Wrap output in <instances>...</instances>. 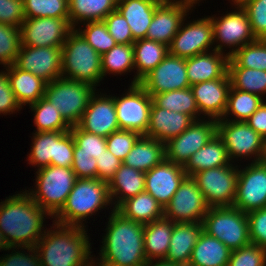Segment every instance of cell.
<instances>
[{
  "label": "cell",
  "instance_id": "obj_58",
  "mask_svg": "<svg viewBox=\"0 0 266 266\" xmlns=\"http://www.w3.org/2000/svg\"><path fill=\"white\" fill-rule=\"evenodd\" d=\"M24 249H27L29 254L25 255L24 252L21 253L20 251L7 254L6 257L0 258V266H42L35 247H24ZM30 252L34 254L30 255Z\"/></svg>",
  "mask_w": 266,
  "mask_h": 266
},
{
  "label": "cell",
  "instance_id": "obj_15",
  "mask_svg": "<svg viewBox=\"0 0 266 266\" xmlns=\"http://www.w3.org/2000/svg\"><path fill=\"white\" fill-rule=\"evenodd\" d=\"M72 30L69 19L26 18L20 27L21 45L62 47Z\"/></svg>",
  "mask_w": 266,
  "mask_h": 266
},
{
  "label": "cell",
  "instance_id": "obj_39",
  "mask_svg": "<svg viewBox=\"0 0 266 266\" xmlns=\"http://www.w3.org/2000/svg\"><path fill=\"white\" fill-rule=\"evenodd\" d=\"M263 103V98L238 89L230 88L226 110L221 119L231 113L236 119L230 121H246ZM230 112V113H229Z\"/></svg>",
  "mask_w": 266,
  "mask_h": 266
},
{
  "label": "cell",
  "instance_id": "obj_28",
  "mask_svg": "<svg viewBox=\"0 0 266 266\" xmlns=\"http://www.w3.org/2000/svg\"><path fill=\"white\" fill-rule=\"evenodd\" d=\"M7 77L21 107L33 104L44 97L47 82L31 72L23 71L14 64L7 67Z\"/></svg>",
  "mask_w": 266,
  "mask_h": 266
},
{
  "label": "cell",
  "instance_id": "obj_65",
  "mask_svg": "<svg viewBox=\"0 0 266 266\" xmlns=\"http://www.w3.org/2000/svg\"><path fill=\"white\" fill-rule=\"evenodd\" d=\"M183 1H187V2H190L192 4H196L197 3L196 1H199V0H183Z\"/></svg>",
  "mask_w": 266,
  "mask_h": 266
},
{
  "label": "cell",
  "instance_id": "obj_8",
  "mask_svg": "<svg viewBox=\"0 0 266 266\" xmlns=\"http://www.w3.org/2000/svg\"><path fill=\"white\" fill-rule=\"evenodd\" d=\"M95 88L88 83L57 78L47 83L44 97L52 103L72 127L79 124Z\"/></svg>",
  "mask_w": 266,
  "mask_h": 266
},
{
  "label": "cell",
  "instance_id": "obj_48",
  "mask_svg": "<svg viewBox=\"0 0 266 266\" xmlns=\"http://www.w3.org/2000/svg\"><path fill=\"white\" fill-rule=\"evenodd\" d=\"M142 135L132 130H118L106 137V148L122 162Z\"/></svg>",
  "mask_w": 266,
  "mask_h": 266
},
{
  "label": "cell",
  "instance_id": "obj_61",
  "mask_svg": "<svg viewBox=\"0 0 266 266\" xmlns=\"http://www.w3.org/2000/svg\"><path fill=\"white\" fill-rule=\"evenodd\" d=\"M10 250L11 247L8 246V244L5 241V238L3 236V234L0 232V250Z\"/></svg>",
  "mask_w": 266,
  "mask_h": 266
},
{
  "label": "cell",
  "instance_id": "obj_17",
  "mask_svg": "<svg viewBox=\"0 0 266 266\" xmlns=\"http://www.w3.org/2000/svg\"><path fill=\"white\" fill-rule=\"evenodd\" d=\"M183 22L169 45V54L187 59L208 52L214 43L210 16L188 23L185 27H182Z\"/></svg>",
  "mask_w": 266,
  "mask_h": 266
},
{
  "label": "cell",
  "instance_id": "obj_35",
  "mask_svg": "<svg viewBox=\"0 0 266 266\" xmlns=\"http://www.w3.org/2000/svg\"><path fill=\"white\" fill-rule=\"evenodd\" d=\"M116 210L125 218L143 224L159 220L164 215V208L146 191L127 199Z\"/></svg>",
  "mask_w": 266,
  "mask_h": 266
},
{
  "label": "cell",
  "instance_id": "obj_26",
  "mask_svg": "<svg viewBox=\"0 0 266 266\" xmlns=\"http://www.w3.org/2000/svg\"><path fill=\"white\" fill-rule=\"evenodd\" d=\"M203 232V222L174 223L165 260L188 266L192 250Z\"/></svg>",
  "mask_w": 266,
  "mask_h": 266
},
{
  "label": "cell",
  "instance_id": "obj_38",
  "mask_svg": "<svg viewBox=\"0 0 266 266\" xmlns=\"http://www.w3.org/2000/svg\"><path fill=\"white\" fill-rule=\"evenodd\" d=\"M34 114L36 132L70 131L71 126L64 120L58 109L45 97L29 105Z\"/></svg>",
  "mask_w": 266,
  "mask_h": 266
},
{
  "label": "cell",
  "instance_id": "obj_18",
  "mask_svg": "<svg viewBox=\"0 0 266 266\" xmlns=\"http://www.w3.org/2000/svg\"><path fill=\"white\" fill-rule=\"evenodd\" d=\"M151 96L190 87L186 59L168 54L139 83Z\"/></svg>",
  "mask_w": 266,
  "mask_h": 266
},
{
  "label": "cell",
  "instance_id": "obj_34",
  "mask_svg": "<svg viewBox=\"0 0 266 266\" xmlns=\"http://www.w3.org/2000/svg\"><path fill=\"white\" fill-rule=\"evenodd\" d=\"M231 250L217 238L202 232L192 250L188 266H228Z\"/></svg>",
  "mask_w": 266,
  "mask_h": 266
},
{
  "label": "cell",
  "instance_id": "obj_64",
  "mask_svg": "<svg viewBox=\"0 0 266 266\" xmlns=\"http://www.w3.org/2000/svg\"><path fill=\"white\" fill-rule=\"evenodd\" d=\"M262 161L266 163V138L264 139V154H263Z\"/></svg>",
  "mask_w": 266,
  "mask_h": 266
},
{
  "label": "cell",
  "instance_id": "obj_11",
  "mask_svg": "<svg viewBox=\"0 0 266 266\" xmlns=\"http://www.w3.org/2000/svg\"><path fill=\"white\" fill-rule=\"evenodd\" d=\"M209 208L196 181L186 176L164 207L163 217L174 223L203 222Z\"/></svg>",
  "mask_w": 266,
  "mask_h": 266
},
{
  "label": "cell",
  "instance_id": "obj_29",
  "mask_svg": "<svg viewBox=\"0 0 266 266\" xmlns=\"http://www.w3.org/2000/svg\"><path fill=\"white\" fill-rule=\"evenodd\" d=\"M108 188L111 202L114 197L119 198L115 201L113 208L117 209L127 199L145 191V172L122 163L115 176L109 181Z\"/></svg>",
  "mask_w": 266,
  "mask_h": 266
},
{
  "label": "cell",
  "instance_id": "obj_60",
  "mask_svg": "<svg viewBox=\"0 0 266 266\" xmlns=\"http://www.w3.org/2000/svg\"><path fill=\"white\" fill-rule=\"evenodd\" d=\"M153 263L154 262L152 260L148 261L145 266H183L181 264H178V263H175L172 261H168L165 259H160L156 263H154V264Z\"/></svg>",
  "mask_w": 266,
  "mask_h": 266
},
{
  "label": "cell",
  "instance_id": "obj_2",
  "mask_svg": "<svg viewBox=\"0 0 266 266\" xmlns=\"http://www.w3.org/2000/svg\"><path fill=\"white\" fill-rule=\"evenodd\" d=\"M100 259L117 266H145L144 224L125 218L116 209L109 217Z\"/></svg>",
  "mask_w": 266,
  "mask_h": 266
},
{
  "label": "cell",
  "instance_id": "obj_13",
  "mask_svg": "<svg viewBox=\"0 0 266 266\" xmlns=\"http://www.w3.org/2000/svg\"><path fill=\"white\" fill-rule=\"evenodd\" d=\"M216 134L217 120H195L184 132L165 143V159L184 167Z\"/></svg>",
  "mask_w": 266,
  "mask_h": 266
},
{
  "label": "cell",
  "instance_id": "obj_52",
  "mask_svg": "<svg viewBox=\"0 0 266 266\" xmlns=\"http://www.w3.org/2000/svg\"><path fill=\"white\" fill-rule=\"evenodd\" d=\"M75 141L70 131L63 132L56 139L55 159H51V165L57 167L72 168Z\"/></svg>",
  "mask_w": 266,
  "mask_h": 266
},
{
  "label": "cell",
  "instance_id": "obj_55",
  "mask_svg": "<svg viewBox=\"0 0 266 266\" xmlns=\"http://www.w3.org/2000/svg\"><path fill=\"white\" fill-rule=\"evenodd\" d=\"M98 176L97 179L109 183L115 176L116 171L120 168L122 161L114 156L107 148L103 153L96 157Z\"/></svg>",
  "mask_w": 266,
  "mask_h": 266
},
{
  "label": "cell",
  "instance_id": "obj_41",
  "mask_svg": "<svg viewBox=\"0 0 266 266\" xmlns=\"http://www.w3.org/2000/svg\"><path fill=\"white\" fill-rule=\"evenodd\" d=\"M231 86L262 97L266 93V71L242 67H228ZM262 95V96H261Z\"/></svg>",
  "mask_w": 266,
  "mask_h": 266
},
{
  "label": "cell",
  "instance_id": "obj_16",
  "mask_svg": "<svg viewBox=\"0 0 266 266\" xmlns=\"http://www.w3.org/2000/svg\"><path fill=\"white\" fill-rule=\"evenodd\" d=\"M62 47L21 45L14 65L31 72L47 83L62 77Z\"/></svg>",
  "mask_w": 266,
  "mask_h": 266
},
{
  "label": "cell",
  "instance_id": "obj_33",
  "mask_svg": "<svg viewBox=\"0 0 266 266\" xmlns=\"http://www.w3.org/2000/svg\"><path fill=\"white\" fill-rule=\"evenodd\" d=\"M173 226L174 222L164 217L144 224V254L147 262L165 259L169 250Z\"/></svg>",
  "mask_w": 266,
  "mask_h": 266
},
{
  "label": "cell",
  "instance_id": "obj_19",
  "mask_svg": "<svg viewBox=\"0 0 266 266\" xmlns=\"http://www.w3.org/2000/svg\"><path fill=\"white\" fill-rule=\"evenodd\" d=\"M194 5L187 1L163 0L155 9L146 39L169 46L180 25Z\"/></svg>",
  "mask_w": 266,
  "mask_h": 266
},
{
  "label": "cell",
  "instance_id": "obj_53",
  "mask_svg": "<svg viewBox=\"0 0 266 266\" xmlns=\"http://www.w3.org/2000/svg\"><path fill=\"white\" fill-rule=\"evenodd\" d=\"M250 243L266 249V207L247 213Z\"/></svg>",
  "mask_w": 266,
  "mask_h": 266
},
{
  "label": "cell",
  "instance_id": "obj_43",
  "mask_svg": "<svg viewBox=\"0 0 266 266\" xmlns=\"http://www.w3.org/2000/svg\"><path fill=\"white\" fill-rule=\"evenodd\" d=\"M102 74H122L134 68V49L132 44H116L101 56Z\"/></svg>",
  "mask_w": 266,
  "mask_h": 266
},
{
  "label": "cell",
  "instance_id": "obj_12",
  "mask_svg": "<svg viewBox=\"0 0 266 266\" xmlns=\"http://www.w3.org/2000/svg\"><path fill=\"white\" fill-rule=\"evenodd\" d=\"M128 90L121 98L113 97L119 128L145 135L149 125L152 96L140 84H131Z\"/></svg>",
  "mask_w": 266,
  "mask_h": 266
},
{
  "label": "cell",
  "instance_id": "obj_32",
  "mask_svg": "<svg viewBox=\"0 0 266 266\" xmlns=\"http://www.w3.org/2000/svg\"><path fill=\"white\" fill-rule=\"evenodd\" d=\"M164 159L165 143L142 135L122 163L134 169L147 172Z\"/></svg>",
  "mask_w": 266,
  "mask_h": 266
},
{
  "label": "cell",
  "instance_id": "obj_50",
  "mask_svg": "<svg viewBox=\"0 0 266 266\" xmlns=\"http://www.w3.org/2000/svg\"><path fill=\"white\" fill-rule=\"evenodd\" d=\"M242 7L247 12L256 39H266V0H249Z\"/></svg>",
  "mask_w": 266,
  "mask_h": 266
},
{
  "label": "cell",
  "instance_id": "obj_1",
  "mask_svg": "<svg viewBox=\"0 0 266 266\" xmlns=\"http://www.w3.org/2000/svg\"><path fill=\"white\" fill-rule=\"evenodd\" d=\"M27 192L0 203V232L11 248L35 247L44 235L41 230L45 215L51 216Z\"/></svg>",
  "mask_w": 266,
  "mask_h": 266
},
{
  "label": "cell",
  "instance_id": "obj_59",
  "mask_svg": "<svg viewBox=\"0 0 266 266\" xmlns=\"http://www.w3.org/2000/svg\"><path fill=\"white\" fill-rule=\"evenodd\" d=\"M255 132H257L264 139L266 138V102L259 106V108L245 121Z\"/></svg>",
  "mask_w": 266,
  "mask_h": 266
},
{
  "label": "cell",
  "instance_id": "obj_22",
  "mask_svg": "<svg viewBox=\"0 0 266 266\" xmlns=\"http://www.w3.org/2000/svg\"><path fill=\"white\" fill-rule=\"evenodd\" d=\"M78 126L88 133L103 137L120 130L113 96L98 97L94 93Z\"/></svg>",
  "mask_w": 266,
  "mask_h": 266
},
{
  "label": "cell",
  "instance_id": "obj_14",
  "mask_svg": "<svg viewBox=\"0 0 266 266\" xmlns=\"http://www.w3.org/2000/svg\"><path fill=\"white\" fill-rule=\"evenodd\" d=\"M233 207L244 213L266 207V163L252 162L238 169L236 197Z\"/></svg>",
  "mask_w": 266,
  "mask_h": 266
},
{
  "label": "cell",
  "instance_id": "obj_51",
  "mask_svg": "<svg viewBox=\"0 0 266 266\" xmlns=\"http://www.w3.org/2000/svg\"><path fill=\"white\" fill-rule=\"evenodd\" d=\"M103 21L108 29V33L117 44H133L135 42L126 19L118 10L111 12Z\"/></svg>",
  "mask_w": 266,
  "mask_h": 266
},
{
  "label": "cell",
  "instance_id": "obj_37",
  "mask_svg": "<svg viewBox=\"0 0 266 266\" xmlns=\"http://www.w3.org/2000/svg\"><path fill=\"white\" fill-rule=\"evenodd\" d=\"M152 102L162 109L185 113L198 120L199 109L190 87L155 94L152 96Z\"/></svg>",
  "mask_w": 266,
  "mask_h": 266
},
{
  "label": "cell",
  "instance_id": "obj_54",
  "mask_svg": "<svg viewBox=\"0 0 266 266\" xmlns=\"http://www.w3.org/2000/svg\"><path fill=\"white\" fill-rule=\"evenodd\" d=\"M25 19L23 0H0V23L20 28Z\"/></svg>",
  "mask_w": 266,
  "mask_h": 266
},
{
  "label": "cell",
  "instance_id": "obj_23",
  "mask_svg": "<svg viewBox=\"0 0 266 266\" xmlns=\"http://www.w3.org/2000/svg\"><path fill=\"white\" fill-rule=\"evenodd\" d=\"M195 97L199 114L219 120L226 110L228 94L231 88L230 78H219L196 83L190 86Z\"/></svg>",
  "mask_w": 266,
  "mask_h": 266
},
{
  "label": "cell",
  "instance_id": "obj_21",
  "mask_svg": "<svg viewBox=\"0 0 266 266\" xmlns=\"http://www.w3.org/2000/svg\"><path fill=\"white\" fill-rule=\"evenodd\" d=\"M186 176L183 166L164 159L145 172V191L164 208Z\"/></svg>",
  "mask_w": 266,
  "mask_h": 266
},
{
  "label": "cell",
  "instance_id": "obj_5",
  "mask_svg": "<svg viewBox=\"0 0 266 266\" xmlns=\"http://www.w3.org/2000/svg\"><path fill=\"white\" fill-rule=\"evenodd\" d=\"M61 60L63 78L85 82L93 87L103 79L101 55L76 29L68 34L62 46Z\"/></svg>",
  "mask_w": 266,
  "mask_h": 266
},
{
  "label": "cell",
  "instance_id": "obj_10",
  "mask_svg": "<svg viewBox=\"0 0 266 266\" xmlns=\"http://www.w3.org/2000/svg\"><path fill=\"white\" fill-rule=\"evenodd\" d=\"M217 135L228 151L230 160L234 157L255 155L253 162L262 161L264 138L244 121L217 120ZM238 156V157H237Z\"/></svg>",
  "mask_w": 266,
  "mask_h": 266
},
{
  "label": "cell",
  "instance_id": "obj_6",
  "mask_svg": "<svg viewBox=\"0 0 266 266\" xmlns=\"http://www.w3.org/2000/svg\"><path fill=\"white\" fill-rule=\"evenodd\" d=\"M36 189L28 194L51 216H55L64 206L77 180L72 168L47 166L36 172Z\"/></svg>",
  "mask_w": 266,
  "mask_h": 266
},
{
  "label": "cell",
  "instance_id": "obj_27",
  "mask_svg": "<svg viewBox=\"0 0 266 266\" xmlns=\"http://www.w3.org/2000/svg\"><path fill=\"white\" fill-rule=\"evenodd\" d=\"M163 0H118L117 10L126 19L133 39L146 38L156 7Z\"/></svg>",
  "mask_w": 266,
  "mask_h": 266
},
{
  "label": "cell",
  "instance_id": "obj_40",
  "mask_svg": "<svg viewBox=\"0 0 266 266\" xmlns=\"http://www.w3.org/2000/svg\"><path fill=\"white\" fill-rule=\"evenodd\" d=\"M228 67L266 71V39H257L234 51L229 56Z\"/></svg>",
  "mask_w": 266,
  "mask_h": 266
},
{
  "label": "cell",
  "instance_id": "obj_9",
  "mask_svg": "<svg viewBox=\"0 0 266 266\" xmlns=\"http://www.w3.org/2000/svg\"><path fill=\"white\" fill-rule=\"evenodd\" d=\"M196 181L210 207L233 206L236 197L238 168L232 164L195 173Z\"/></svg>",
  "mask_w": 266,
  "mask_h": 266
},
{
  "label": "cell",
  "instance_id": "obj_45",
  "mask_svg": "<svg viewBox=\"0 0 266 266\" xmlns=\"http://www.w3.org/2000/svg\"><path fill=\"white\" fill-rule=\"evenodd\" d=\"M21 47L20 28L0 23V64L13 65Z\"/></svg>",
  "mask_w": 266,
  "mask_h": 266
},
{
  "label": "cell",
  "instance_id": "obj_31",
  "mask_svg": "<svg viewBox=\"0 0 266 266\" xmlns=\"http://www.w3.org/2000/svg\"><path fill=\"white\" fill-rule=\"evenodd\" d=\"M134 69L137 70L132 85L140 81L150 73L169 54V46L149 39H139L133 44Z\"/></svg>",
  "mask_w": 266,
  "mask_h": 266
},
{
  "label": "cell",
  "instance_id": "obj_46",
  "mask_svg": "<svg viewBox=\"0 0 266 266\" xmlns=\"http://www.w3.org/2000/svg\"><path fill=\"white\" fill-rule=\"evenodd\" d=\"M76 30L88 44L101 56L108 52L117 43L108 33L104 21H89L83 31Z\"/></svg>",
  "mask_w": 266,
  "mask_h": 266
},
{
  "label": "cell",
  "instance_id": "obj_36",
  "mask_svg": "<svg viewBox=\"0 0 266 266\" xmlns=\"http://www.w3.org/2000/svg\"><path fill=\"white\" fill-rule=\"evenodd\" d=\"M118 0H68L69 22L73 29L78 21H103L117 10Z\"/></svg>",
  "mask_w": 266,
  "mask_h": 266
},
{
  "label": "cell",
  "instance_id": "obj_47",
  "mask_svg": "<svg viewBox=\"0 0 266 266\" xmlns=\"http://www.w3.org/2000/svg\"><path fill=\"white\" fill-rule=\"evenodd\" d=\"M70 132L75 141L74 154H86L96 159L106 149V137L88 133L78 125L72 126Z\"/></svg>",
  "mask_w": 266,
  "mask_h": 266
},
{
  "label": "cell",
  "instance_id": "obj_3",
  "mask_svg": "<svg viewBox=\"0 0 266 266\" xmlns=\"http://www.w3.org/2000/svg\"><path fill=\"white\" fill-rule=\"evenodd\" d=\"M54 225L57 230H44V235L35 246L41 265L91 266V247L85 228L58 223Z\"/></svg>",
  "mask_w": 266,
  "mask_h": 266
},
{
  "label": "cell",
  "instance_id": "obj_44",
  "mask_svg": "<svg viewBox=\"0 0 266 266\" xmlns=\"http://www.w3.org/2000/svg\"><path fill=\"white\" fill-rule=\"evenodd\" d=\"M25 18L69 19L68 0H23Z\"/></svg>",
  "mask_w": 266,
  "mask_h": 266
},
{
  "label": "cell",
  "instance_id": "obj_56",
  "mask_svg": "<svg viewBox=\"0 0 266 266\" xmlns=\"http://www.w3.org/2000/svg\"><path fill=\"white\" fill-rule=\"evenodd\" d=\"M21 108L10 87L7 72H0V113H13Z\"/></svg>",
  "mask_w": 266,
  "mask_h": 266
},
{
  "label": "cell",
  "instance_id": "obj_62",
  "mask_svg": "<svg viewBox=\"0 0 266 266\" xmlns=\"http://www.w3.org/2000/svg\"><path fill=\"white\" fill-rule=\"evenodd\" d=\"M91 261H92L91 264H93L91 266H95L97 264V263L93 262L95 260L92 259ZM96 266H117V265L111 264L109 262H106V261L100 259L98 265H96Z\"/></svg>",
  "mask_w": 266,
  "mask_h": 266
},
{
  "label": "cell",
  "instance_id": "obj_7",
  "mask_svg": "<svg viewBox=\"0 0 266 266\" xmlns=\"http://www.w3.org/2000/svg\"><path fill=\"white\" fill-rule=\"evenodd\" d=\"M203 231L231 251L250 244L247 213L233 206L210 207L203 220Z\"/></svg>",
  "mask_w": 266,
  "mask_h": 266
},
{
  "label": "cell",
  "instance_id": "obj_57",
  "mask_svg": "<svg viewBox=\"0 0 266 266\" xmlns=\"http://www.w3.org/2000/svg\"><path fill=\"white\" fill-rule=\"evenodd\" d=\"M97 161L86 154H74L72 170L77 178L95 179L98 176Z\"/></svg>",
  "mask_w": 266,
  "mask_h": 266
},
{
  "label": "cell",
  "instance_id": "obj_4",
  "mask_svg": "<svg viewBox=\"0 0 266 266\" xmlns=\"http://www.w3.org/2000/svg\"><path fill=\"white\" fill-rule=\"evenodd\" d=\"M112 203L108 183L97 178H77L62 209L55 215V223L84 227L82 220L103 206Z\"/></svg>",
  "mask_w": 266,
  "mask_h": 266
},
{
  "label": "cell",
  "instance_id": "obj_20",
  "mask_svg": "<svg viewBox=\"0 0 266 266\" xmlns=\"http://www.w3.org/2000/svg\"><path fill=\"white\" fill-rule=\"evenodd\" d=\"M236 8L237 11L227 13L221 18L210 17L214 41L217 39L224 46L227 45L230 48L235 46L236 48L228 52L229 56L239 48L257 40L252 32L246 10L242 6Z\"/></svg>",
  "mask_w": 266,
  "mask_h": 266
},
{
  "label": "cell",
  "instance_id": "obj_49",
  "mask_svg": "<svg viewBox=\"0 0 266 266\" xmlns=\"http://www.w3.org/2000/svg\"><path fill=\"white\" fill-rule=\"evenodd\" d=\"M228 266H266V249L250 243L232 250Z\"/></svg>",
  "mask_w": 266,
  "mask_h": 266
},
{
  "label": "cell",
  "instance_id": "obj_24",
  "mask_svg": "<svg viewBox=\"0 0 266 266\" xmlns=\"http://www.w3.org/2000/svg\"><path fill=\"white\" fill-rule=\"evenodd\" d=\"M223 44H218L208 52L186 59V72L190 86L219 78H230L228 74L229 55L223 56Z\"/></svg>",
  "mask_w": 266,
  "mask_h": 266
},
{
  "label": "cell",
  "instance_id": "obj_42",
  "mask_svg": "<svg viewBox=\"0 0 266 266\" xmlns=\"http://www.w3.org/2000/svg\"><path fill=\"white\" fill-rule=\"evenodd\" d=\"M65 131L35 132L28 161L31 165L44 168L51 165L55 159L56 139Z\"/></svg>",
  "mask_w": 266,
  "mask_h": 266
},
{
  "label": "cell",
  "instance_id": "obj_63",
  "mask_svg": "<svg viewBox=\"0 0 266 266\" xmlns=\"http://www.w3.org/2000/svg\"><path fill=\"white\" fill-rule=\"evenodd\" d=\"M235 3V6H242L245 2L249 0H232Z\"/></svg>",
  "mask_w": 266,
  "mask_h": 266
},
{
  "label": "cell",
  "instance_id": "obj_25",
  "mask_svg": "<svg viewBox=\"0 0 266 266\" xmlns=\"http://www.w3.org/2000/svg\"><path fill=\"white\" fill-rule=\"evenodd\" d=\"M194 121L185 113L162 109L152 102L149 125L144 136L166 143L184 132Z\"/></svg>",
  "mask_w": 266,
  "mask_h": 266
},
{
  "label": "cell",
  "instance_id": "obj_30",
  "mask_svg": "<svg viewBox=\"0 0 266 266\" xmlns=\"http://www.w3.org/2000/svg\"><path fill=\"white\" fill-rule=\"evenodd\" d=\"M228 151L221 138L216 134L201 149L194 153L183 167L187 176L205 170L230 164Z\"/></svg>",
  "mask_w": 266,
  "mask_h": 266
}]
</instances>
